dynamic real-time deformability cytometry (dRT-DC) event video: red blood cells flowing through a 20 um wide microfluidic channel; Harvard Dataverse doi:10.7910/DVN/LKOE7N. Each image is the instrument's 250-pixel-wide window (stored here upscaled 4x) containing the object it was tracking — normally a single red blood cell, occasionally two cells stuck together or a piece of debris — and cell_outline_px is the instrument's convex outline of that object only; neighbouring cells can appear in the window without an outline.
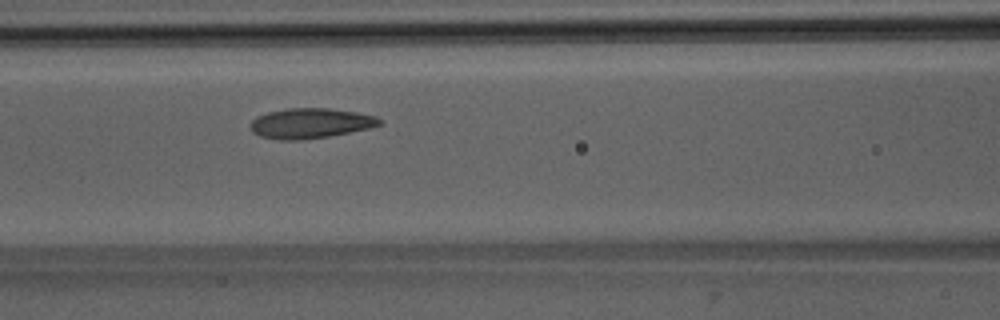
{"species": "Egyptian fruit bat (a non-hibernating species)", "species_latin": "Rousettus aegyptiacus", "temperature_condition": "room temperature", "stored_images_in_passage": 3, "camera_frame_rate_fps": 3000, "um_per_image_px": 0.085, "animal": {"sex": "male"}, "frame": {"image": 1, "passage_image": 3, "time_ms": 2.0, "image_size_px": [1000, 320], "cell_outline_px": [[384, 120], [380, 124], [368, 128], [328, 136], [300, 140], [280, 140], [260, 136], [252, 132], [248, 124], [256, 116], [268, 112], [288, 108], [328, 108], [356, 112], [376, 116]], "centroid_in_image_um": [26.34, 10.47], "position_along_channel_um": 140.3, "area_um2": 22.66}}